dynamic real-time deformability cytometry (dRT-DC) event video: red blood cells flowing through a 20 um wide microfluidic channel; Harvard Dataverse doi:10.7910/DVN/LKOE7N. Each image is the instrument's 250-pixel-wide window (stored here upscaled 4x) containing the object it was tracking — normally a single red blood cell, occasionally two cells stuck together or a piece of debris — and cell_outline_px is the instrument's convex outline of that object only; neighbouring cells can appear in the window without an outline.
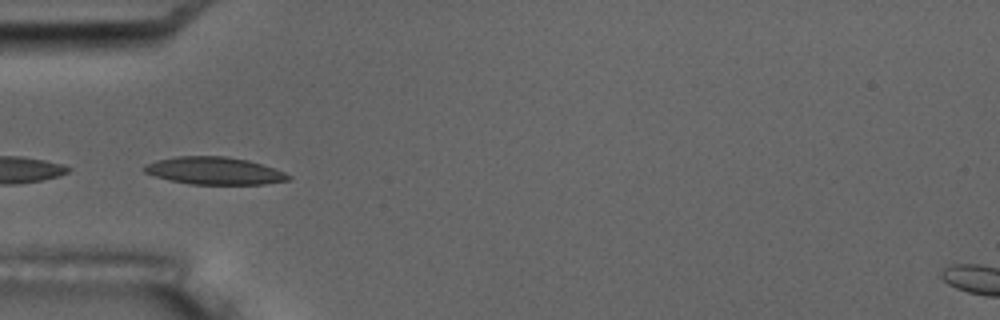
{"species": "common noctule bat (a hibernating species)", "species_latin": "Nyctalus noctula", "temperature_condition": "room temperature", "stored_images_in_passage": 8, "camera_frame_rate_fps": 3000, "um_per_image_px": 0.085, "animal": {"sex": "male", "body_mass_g": 17.5, "forearm_length_mm": 52.3}, "frame": {"image": 1, "passage_image": 6, "time_ms": 5.667, "image_size_px": [1000, 320], "cell_outline_px": [[292, 176], [288, 180], [264, 184], [192, 184], [172, 180], [156, 176], [144, 172], [144, 164], [156, 160], [176, 156], [224, 156], [248, 160], [284, 172]], "centroid_in_image_um": [18.2, 14.51], "position_along_channel_um": 66.8, "area_um2": 22.77}}